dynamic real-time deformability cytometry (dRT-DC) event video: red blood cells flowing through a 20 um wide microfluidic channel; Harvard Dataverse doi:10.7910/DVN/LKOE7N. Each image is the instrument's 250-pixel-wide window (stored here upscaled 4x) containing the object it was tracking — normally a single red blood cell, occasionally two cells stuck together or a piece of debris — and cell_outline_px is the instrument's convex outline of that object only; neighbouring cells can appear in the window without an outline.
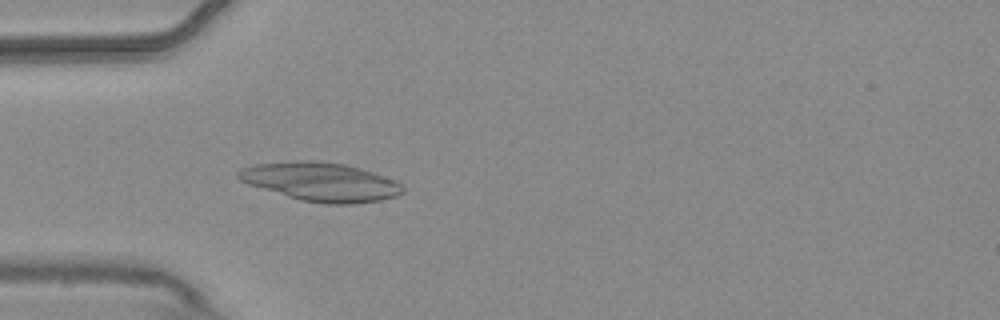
{"species": "common noctule bat (a hibernating species)", "species_latin": "Nyctalus noctula", "temperature_condition": "warm", "stored_images_in_passage": 5, "camera_frame_rate_fps": 3000, "um_per_image_px": 0.085, "animal": {"sex": "male", "body_mass_g": 20.4}, "frame": {"image": 1, "passage_image": 5, "time_ms": 1.333, "image_size_px": [1000, 320], "cell_outline_px": [[404, 192], [396, 196], [380, 200], [352, 204], [324, 204], [300, 200], [248, 184], [240, 180], [236, 176], [236, 172], [244, 168], [256, 164], [304, 160], [312, 160], [344, 164], [360, 168], [396, 180], [404, 184]], "centroid_in_image_um": [27.31, 15.46], "position_along_channel_um": 57.7, "area_um2": 36.99}}